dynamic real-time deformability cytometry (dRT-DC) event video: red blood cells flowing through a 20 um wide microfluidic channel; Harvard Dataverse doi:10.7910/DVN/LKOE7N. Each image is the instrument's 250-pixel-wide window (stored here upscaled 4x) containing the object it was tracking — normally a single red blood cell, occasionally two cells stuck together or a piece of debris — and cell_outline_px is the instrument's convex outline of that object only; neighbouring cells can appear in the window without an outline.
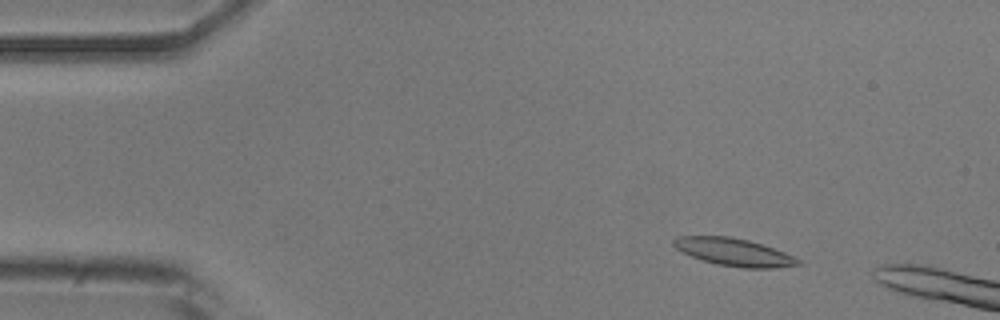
{"species": "common noctule bat (a hibernating species)", "species_latin": "Nyctalus noctula", "temperature_condition": "room temperature", "stored_images_in_passage": 6, "camera_frame_rate_fps": 3000, "um_per_image_px": 0.085, "animal": {"sex": "male", "body_mass_g": 20.5, "forearm_length_mm": 52.5}, "frame": {"image": 1, "passage_image": 2, "time_ms": 0.333, "image_size_px": [1000, 320], "cell_outline_px": [[804, 264], [776, 268], [744, 268], [716, 264], [692, 256], [676, 248], [672, 244], [672, 240], [680, 236], [728, 236], [748, 240], [784, 252], [800, 260]], "centroid_in_image_um": [62.4, 21.43], "position_along_channel_um": 22.6, "area_um2": 19.77}}